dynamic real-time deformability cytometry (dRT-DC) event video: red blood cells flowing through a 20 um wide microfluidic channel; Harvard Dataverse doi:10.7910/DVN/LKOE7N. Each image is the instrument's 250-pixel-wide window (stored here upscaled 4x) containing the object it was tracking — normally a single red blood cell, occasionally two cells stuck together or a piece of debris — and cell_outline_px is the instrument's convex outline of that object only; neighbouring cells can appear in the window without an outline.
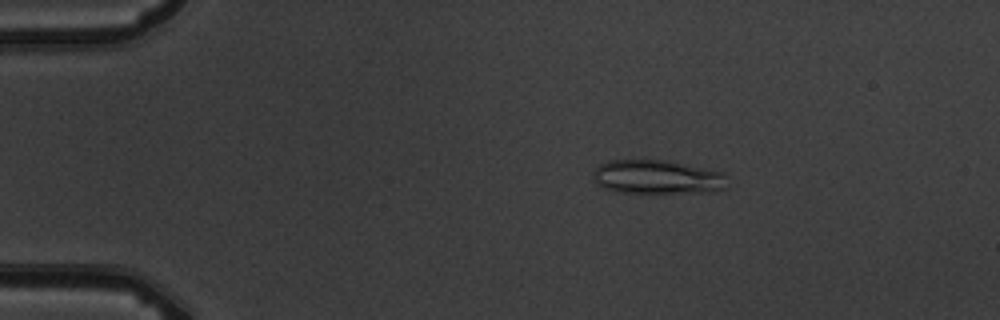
{"species": "common noctule bat (a hibernating species)", "species_latin": "Nyctalus noctula", "temperature_condition": "warm", "stored_images_in_passage": 4, "camera_frame_rate_fps": 3000, "um_per_image_px": 0.085, "animal": {"sex": "male", "body_mass_g": 19.5, "forearm_length_mm": 54.6}, "frame": {"image": 1, "passage_image": 3, "time_ms": 2.333, "image_size_px": [1000, 320], "cell_outline_px": [[724, 188], [696, 192], [620, 192], [604, 188], [596, 184], [592, 176], [592, 172], [600, 164], [608, 160], [668, 160], [724, 172]], "centroid_in_image_um": [55.77, 15.02], "position_along_channel_um": 29.2, "area_um2": 26.18}}